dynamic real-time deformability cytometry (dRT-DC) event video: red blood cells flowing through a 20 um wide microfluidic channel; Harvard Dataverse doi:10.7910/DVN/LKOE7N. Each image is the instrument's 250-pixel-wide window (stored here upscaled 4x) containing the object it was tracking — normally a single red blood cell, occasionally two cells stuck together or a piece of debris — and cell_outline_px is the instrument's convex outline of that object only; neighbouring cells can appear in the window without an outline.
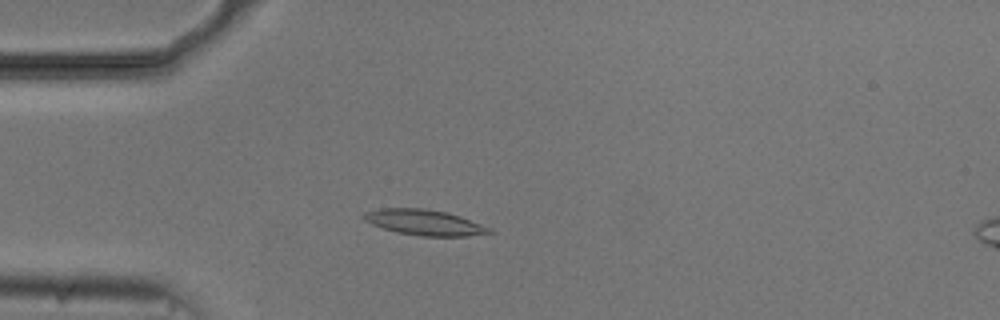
{"species": "common noctule bat (a hibernating species)", "species_latin": "Nyctalus noctula", "temperature_condition": "cold", "stored_images_in_passage": 53, "camera_frame_rate_fps": 3000, "um_per_image_px": 0.085, "animal": {"sex": "male", "body_mass_g": 20.5, "forearm_length_mm": 52.5}, "frame": {"image": 1, "passage_image": 13, "time_ms": 4.0, "image_size_px": [1000, 320], "cell_outline_px": [[496, 232], [468, 236], [420, 236], [396, 232], [372, 224], [364, 220], [360, 216], [364, 212], [380, 208], [424, 208], [444, 212], [460, 216], [492, 228]], "centroid_in_image_um": [36.07, 18.91], "position_along_channel_um": 48.9, "area_um2": 18.79}}
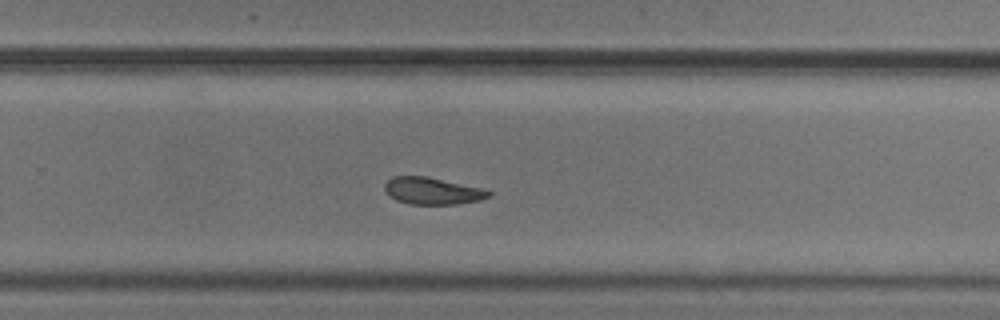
{"frame": {"image": 2, "passage_image": 34, "time_ms": 11.0, "image_size_px": [1000, 320], "cell_outline_px": [[492, 192], [488, 196], [480, 200], [456, 204], [408, 204], [396, 200], [388, 196], [384, 188], [384, 184], [392, 176], [424, 176], [484, 188]], "centroid_in_image_um": [36.72, 16.23], "position_along_channel_um": 293.1, "area_um2": 16.36}}
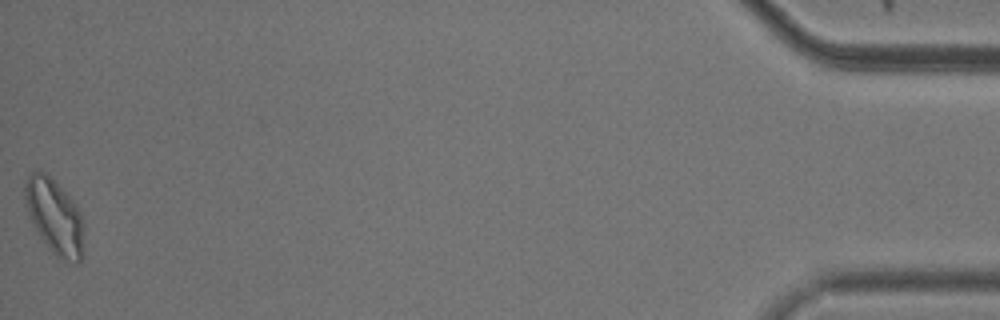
{"frame": {"image": 3, "passage_image": 53, "time_ms": 17.333, "image_size_px": [1000, 320], "cell_outline_px": [[84, 224], [80, 264], [72, 264], [60, 260], [48, 248], [40, 236], [32, 220], [24, 196], [24, 184], [28, 176], [32, 172], [44, 172], [76, 204], [80, 212]], "centroid_in_image_um": [4.67, 18.47], "position_along_channel_um": 430.5, "area_um2": 25.32}, "authors_computed_cell_mechanics": {"area_um2": 17.8602, "velocity_mm_per_s": 3.6916, "shape_relaxation_time_tau1_ms": 5.733, "shape_relaxation_time_tau2_ms": 6.0755, "deformation_change_tau1": 0.1267, "deformation_change_tau2": 0.1087}}